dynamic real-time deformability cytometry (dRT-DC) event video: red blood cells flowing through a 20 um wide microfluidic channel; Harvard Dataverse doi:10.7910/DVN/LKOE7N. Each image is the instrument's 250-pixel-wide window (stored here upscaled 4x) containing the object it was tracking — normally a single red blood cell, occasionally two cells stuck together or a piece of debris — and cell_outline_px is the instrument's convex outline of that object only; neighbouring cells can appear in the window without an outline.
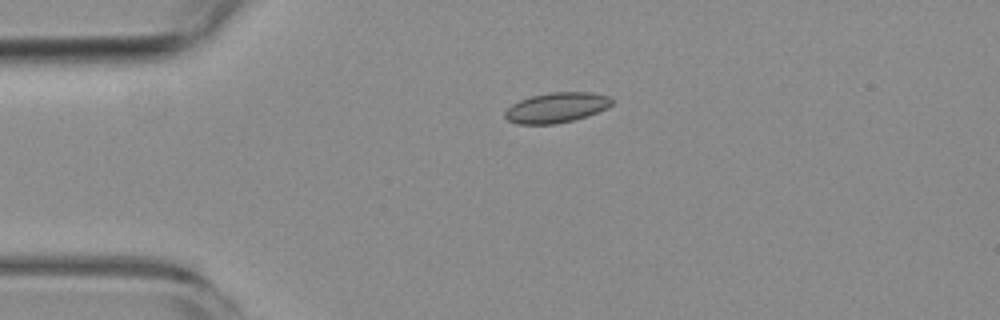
{"species": "common noctule bat (a hibernating species)", "species_latin": "Nyctalus noctula", "temperature_condition": "room temperature", "stored_images_in_passage": 4, "camera_frame_rate_fps": 3000, "um_per_image_px": 0.085, "animal": {"sex": "female", "body_mass_g": 19.3, "forearm_length_mm": 54.1}, "frame": {"image": 1, "passage_image": 3, "time_ms": 2.333, "image_size_px": [1000, 320], "cell_outline_px": [[612, 104], [608, 108], [588, 116], [556, 124], [516, 124], [508, 120], [504, 116], [504, 112], [512, 104], [520, 100], [532, 96], [552, 92], [592, 92], [608, 96], [612, 100]], "centroid_in_image_um": [47.31, 9.15], "position_along_channel_um": 37.7, "area_um2": 18.79}}